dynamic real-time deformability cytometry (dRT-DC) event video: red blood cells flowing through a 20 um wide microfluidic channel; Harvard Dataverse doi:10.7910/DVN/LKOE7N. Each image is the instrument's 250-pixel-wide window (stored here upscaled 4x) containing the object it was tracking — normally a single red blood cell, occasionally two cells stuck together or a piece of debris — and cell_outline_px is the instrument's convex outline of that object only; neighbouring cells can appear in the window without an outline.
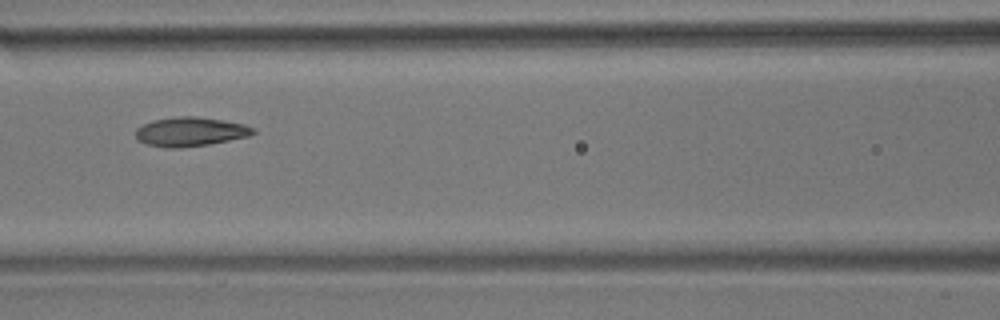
{"species": "common noctule bat (a hibernating species)", "species_latin": "Nyctalus noctula", "temperature_condition": "room temperature", "stored_images_in_passage": 6, "camera_frame_rate_fps": 3000, "um_per_image_px": 0.085, "animal": {"sex": "male", "body_mass_g": 17.9}, "frame": {"image": 1, "passage_image": 5, "time_ms": 4.667, "image_size_px": [1000, 320], "cell_outline_px": [[256, 132], [248, 136], [208, 144], [180, 148], [168, 148], [148, 144], [136, 140], [136, 128], [152, 120], [176, 116], [196, 116], [244, 124], [252, 128]], "centroid_in_image_um": [16.13, 11.19], "position_along_channel_um": 150.5, "area_um2": 19.77}}
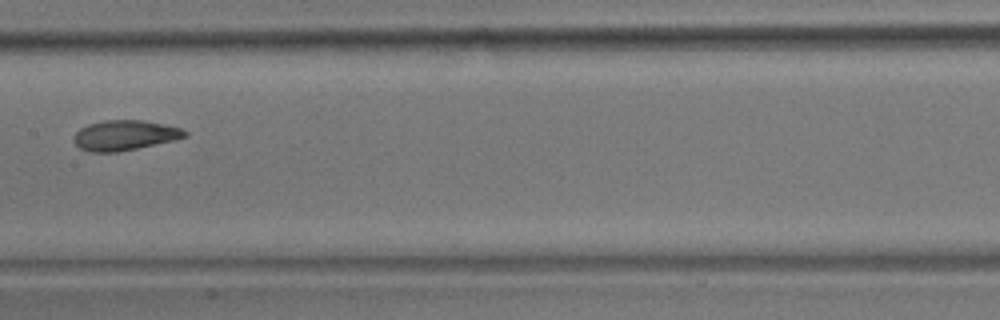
{"frame": {"image": 2, "passage_image": 6, "time_ms": 6.0, "image_size_px": [1000, 320], "cell_outline_px": [[188, 136], [176, 140], [116, 152], [88, 152], [80, 148], [72, 140], [72, 136], [80, 128], [88, 124], [104, 120], [144, 120], [180, 128], [188, 132]], "centroid_in_image_um": [10.58, 11.5], "position_along_channel_um": 196.8, "area_um2": 19.54}}